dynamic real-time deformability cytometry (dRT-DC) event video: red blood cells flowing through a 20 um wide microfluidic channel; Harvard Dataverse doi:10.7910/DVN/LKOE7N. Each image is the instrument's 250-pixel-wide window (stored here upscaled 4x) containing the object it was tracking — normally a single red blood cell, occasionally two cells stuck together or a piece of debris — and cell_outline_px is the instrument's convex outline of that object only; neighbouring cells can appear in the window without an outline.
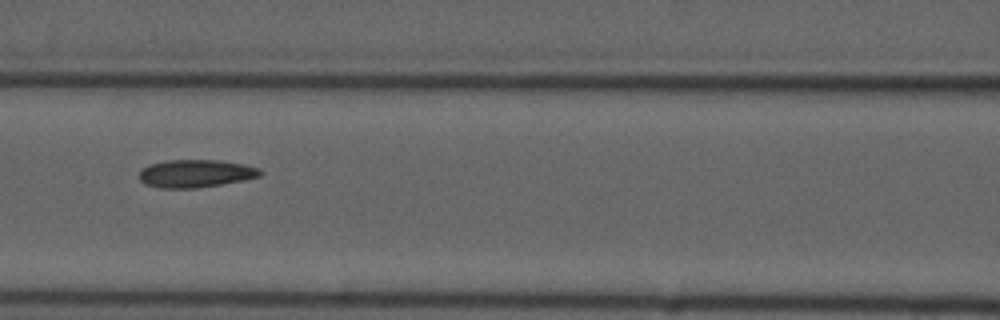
{"species": "common noctule bat (a hibernating species)", "species_latin": "Nyctalus noctula", "temperature_condition": "cold", "stored_images_in_passage": 6, "camera_frame_rate_fps": 3000, "um_per_image_px": 0.085, "animal": {"sex": "male", "forearm_length_mm": 52.5}, "frame": {"image": 1, "passage_image": 4, "time_ms": 4.333, "image_size_px": [1000, 320], "cell_outline_px": [[264, 172], [260, 176], [244, 180], [196, 188], [160, 188], [144, 184], [140, 180], [140, 172], [148, 164], [168, 160], [220, 160], [244, 164], [260, 168]], "centroid_in_image_um": [16.65, 14.74], "position_along_channel_um": 149.9, "area_um2": 19.65}}
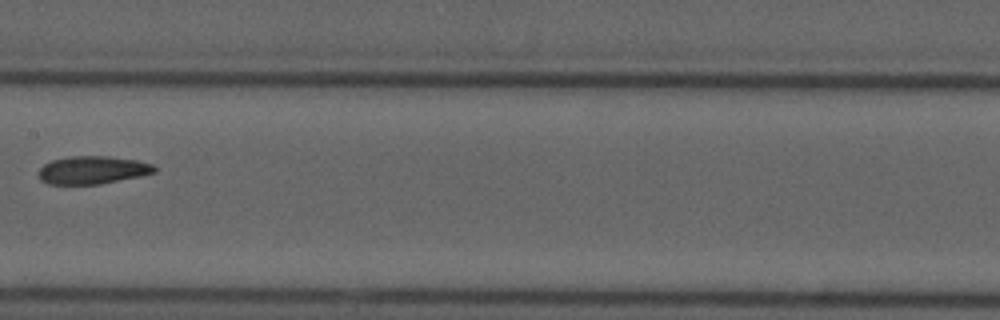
{"frame": {"image": 2, "passage_image": 5, "time_ms": 5.667, "image_size_px": [1000, 320], "cell_outline_px": [[156, 172], [140, 176], [100, 184], [48, 184], [40, 180], [40, 168], [44, 164], [52, 160], [68, 156], [108, 156], [136, 160], [152, 164], [156, 168]], "centroid_in_image_um": [7.87, 14.45], "position_along_channel_um": 199.5, "area_um2": 18.79}}
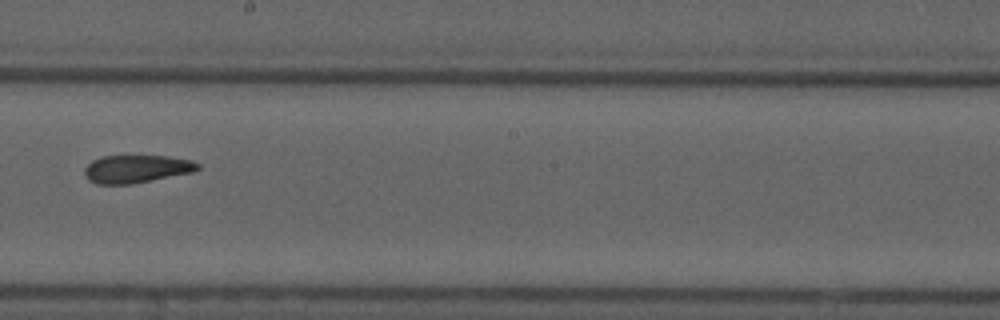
{"frame": {"image": 3, "passage_image": 6, "time_ms": 6.667, "image_size_px": [1000, 320], "cell_outline_px": [[200, 168], [192, 172], [132, 184], [96, 184], [88, 180], [84, 176], [84, 168], [92, 160], [100, 156], [168, 156], [192, 160], [200, 164]], "centroid_in_image_um": [11.57, 14.35], "position_along_channel_um": 236.6, "area_um2": 18.5}}